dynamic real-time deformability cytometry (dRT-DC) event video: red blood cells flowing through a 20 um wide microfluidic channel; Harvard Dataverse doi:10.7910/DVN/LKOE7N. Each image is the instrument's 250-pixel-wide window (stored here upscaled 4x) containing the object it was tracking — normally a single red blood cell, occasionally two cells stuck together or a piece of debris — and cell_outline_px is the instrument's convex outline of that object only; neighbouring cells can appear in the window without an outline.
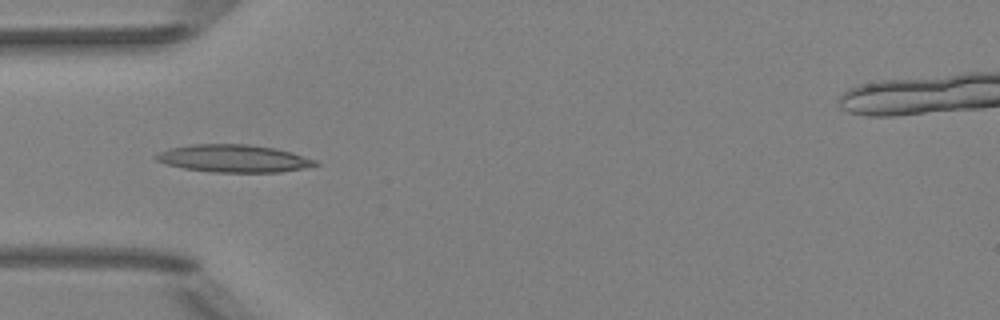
{"species": "Egyptian fruit bat (a non-hibernating species)", "species_latin": "Rousettus aegyptiacus", "temperature_condition": "room temperature", "stored_images_in_passage": 4, "camera_frame_rate_fps": 3000, "um_per_image_px": 0.085, "animal": {"sex": "female"}, "frame": {"image": 1, "passage_image": 3, "time_ms": 2.0, "image_size_px": [1000, 320], "cell_outline_px": [[320, 164], [304, 168], [280, 172], [212, 172], [184, 168], [168, 164], [156, 160], [152, 156], [168, 148], [192, 144], [248, 144], [272, 148], [292, 152], [316, 160]], "centroid_in_image_um": [19.85, 13.47], "position_along_channel_um": 65.1, "area_um2": 25.49}}
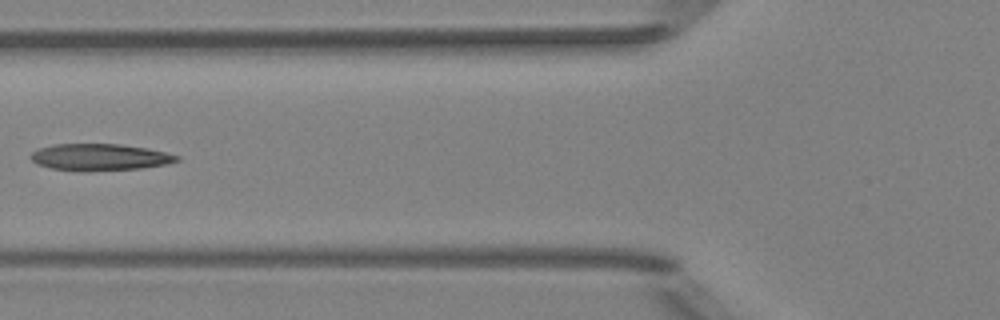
{"frame": {"image": 2, "passage_image": 4, "time_ms": 3.333, "image_size_px": [1000, 320], "cell_outline_px": [[180, 160], [164, 164], [140, 168], [92, 172], [80, 172], [52, 168], [36, 164], [28, 156], [36, 148], [52, 144], [120, 144], [148, 148], [180, 156]], "centroid_in_image_um": [8.41, 13.36], "position_along_channel_um": 117.4, "area_um2": 23.12}}